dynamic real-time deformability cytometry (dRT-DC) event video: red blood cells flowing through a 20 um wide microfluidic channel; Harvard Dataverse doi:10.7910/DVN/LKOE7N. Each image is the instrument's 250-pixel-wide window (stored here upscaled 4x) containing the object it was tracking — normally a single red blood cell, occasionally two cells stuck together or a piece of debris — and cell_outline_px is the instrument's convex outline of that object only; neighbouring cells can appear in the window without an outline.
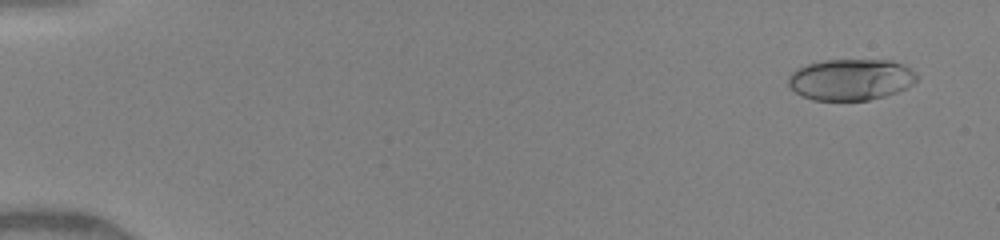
{"species": "human", "species_latin": "Homo sapiens", "temperature_condition": "warm", "stored_images_in_passage": 8, "camera_frame_rate_fps": 3000, "um_per_image_px": 0.085, "donor": {"sex": "female"}, "frame": {"image": 1, "passage_image": 1, "time_ms": 0.0, "image_size_px": [1000, 240], "cell_outline_px": [[920, 76], [908, 88], [884, 96], [868, 100], [812, 100], [800, 96], [788, 84], [788, 76], [796, 68], [808, 64], [824, 60], [892, 60], [904, 64], [916, 72]], "centroid_in_image_um": [72.34, 6.76], "position_along_channel_um": 12.7, "area_um2": 31.21}}
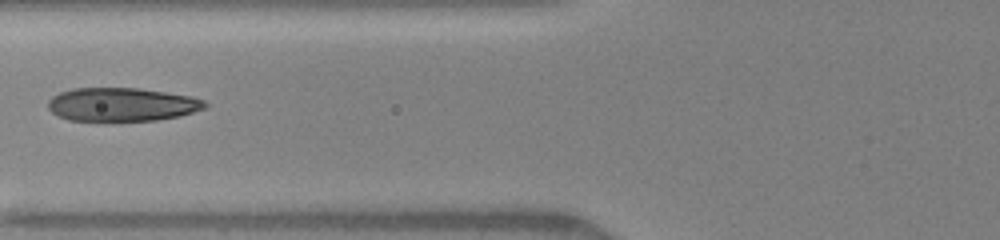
{"frame": {"image": 2, "passage_image": 6, "time_ms": 6.0, "image_size_px": [1000, 240], "cell_outline_px": [[208, 104], [204, 108], [180, 116], [156, 120], [68, 120], [52, 112], [48, 108], [48, 100], [52, 96], [60, 92], [72, 88], [136, 88], [192, 96], [204, 100]], "centroid_in_image_um": [10.35, 8.87], "position_along_channel_um": 115.5, "area_um2": 30.4}}
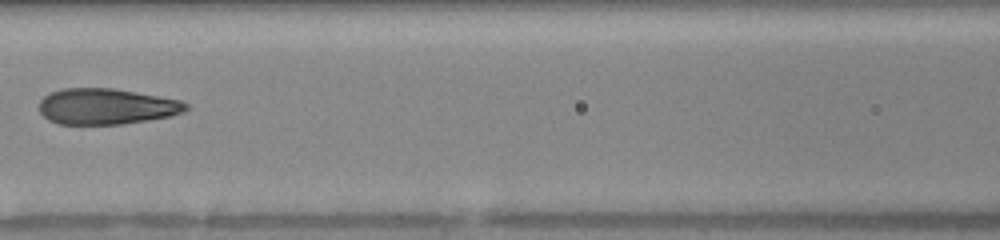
{"frame": {"image": 3, "passage_image": 7, "time_ms": 7.0, "image_size_px": [1000, 240], "cell_outline_px": [[188, 108], [184, 112], [172, 116], [148, 120], [120, 124], [56, 124], [48, 120], [40, 112], [40, 100], [44, 96], [60, 88], [112, 88], [180, 100], [188, 104]], "centroid_in_image_um": [9.03, 9.05], "position_along_channel_um": 157.6, "area_um2": 30.69}}